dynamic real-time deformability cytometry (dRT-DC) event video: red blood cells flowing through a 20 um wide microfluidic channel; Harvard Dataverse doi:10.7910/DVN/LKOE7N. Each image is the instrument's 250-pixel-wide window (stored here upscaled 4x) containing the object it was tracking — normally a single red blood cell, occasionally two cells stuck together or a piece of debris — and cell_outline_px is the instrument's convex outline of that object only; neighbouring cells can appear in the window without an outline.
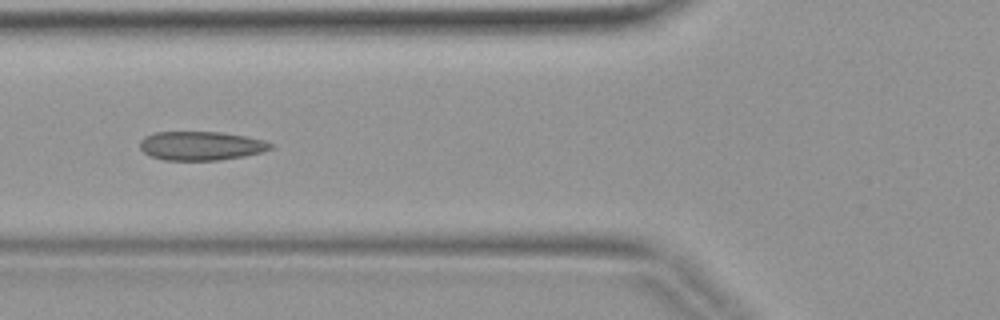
{"species": "common noctule bat (a hibernating species)", "species_latin": "Nyctalus noctula", "temperature_condition": "warm", "stored_images_in_passage": 5, "camera_frame_rate_fps": 3000, "um_per_image_px": 0.085, "animal": {"sex": "female", "body_mass_g": 19.9}, "frame": {"image": 1, "passage_image": 5, "time_ms": 1.333, "image_size_px": [1000, 320], "cell_outline_px": [[276, 144], [272, 148], [264, 152], [244, 156], [216, 160], [164, 160], [152, 156], [144, 152], [140, 148], [140, 140], [144, 136], [156, 132], [220, 132], [248, 136], [264, 140]], "centroid_in_image_um": [17.13, 12.38], "position_along_channel_um": 108.7, "area_um2": 22.14}}